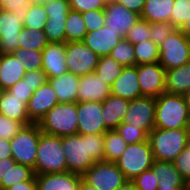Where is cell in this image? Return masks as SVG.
<instances>
[{"mask_svg":"<svg viewBox=\"0 0 190 190\" xmlns=\"http://www.w3.org/2000/svg\"><path fill=\"white\" fill-rule=\"evenodd\" d=\"M68 171L83 175L95 162L103 161L104 134L62 137Z\"/></svg>","mask_w":190,"mask_h":190,"instance_id":"6da1fadb","label":"cell"},{"mask_svg":"<svg viewBox=\"0 0 190 190\" xmlns=\"http://www.w3.org/2000/svg\"><path fill=\"white\" fill-rule=\"evenodd\" d=\"M190 127V111L184 95L162 93L156 97L155 128L182 129Z\"/></svg>","mask_w":190,"mask_h":190,"instance_id":"7a4b0ae2","label":"cell"},{"mask_svg":"<svg viewBox=\"0 0 190 190\" xmlns=\"http://www.w3.org/2000/svg\"><path fill=\"white\" fill-rule=\"evenodd\" d=\"M190 129H160L154 128L148 134V140L157 161L173 162L187 147Z\"/></svg>","mask_w":190,"mask_h":190,"instance_id":"3957f363","label":"cell"},{"mask_svg":"<svg viewBox=\"0 0 190 190\" xmlns=\"http://www.w3.org/2000/svg\"><path fill=\"white\" fill-rule=\"evenodd\" d=\"M35 175L68 172L62 137L41 133L38 141Z\"/></svg>","mask_w":190,"mask_h":190,"instance_id":"277c9868","label":"cell"},{"mask_svg":"<svg viewBox=\"0 0 190 190\" xmlns=\"http://www.w3.org/2000/svg\"><path fill=\"white\" fill-rule=\"evenodd\" d=\"M43 133L58 137L77 134V102L58 103L39 122Z\"/></svg>","mask_w":190,"mask_h":190,"instance_id":"5b68a950","label":"cell"},{"mask_svg":"<svg viewBox=\"0 0 190 190\" xmlns=\"http://www.w3.org/2000/svg\"><path fill=\"white\" fill-rule=\"evenodd\" d=\"M154 162L149 140L128 144L123 154L115 161L127 180L132 181L142 172L151 169Z\"/></svg>","mask_w":190,"mask_h":190,"instance_id":"8992f818","label":"cell"},{"mask_svg":"<svg viewBox=\"0 0 190 190\" xmlns=\"http://www.w3.org/2000/svg\"><path fill=\"white\" fill-rule=\"evenodd\" d=\"M38 123L25 125L11 140L12 158L16 163L35 168L40 134Z\"/></svg>","mask_w":190,"mask_h":190,"instance_id":"52a82bcc","label":"cell"},{"mask_svg":"<svg viewBox=\"0 0 190 190\" xmlns=\"http://www.w3.org/2000/svg\"><path fill=\"white\" fill-rule=\"evenodd\" d=\"M159 64L165 69L180 67L190 62V39L176 29L159 46Z\"/></svg>","mask_w":190,"mask_h":190,"instance_id":"ba28073f","label":"cell"},{"mask_svg":"<svg viewBox=\"0 0 190 190\" xmlns=\"http://www.w3.org/2000/svg\"><path fill=\"white\" fill-rule=\"evenodd\" d=\"M82 179L97 190H117L127 179L115 162H95L83 175Z\"/></svg>","mask_w":190,"mask_h":190,"instance_id":"9c48e42d","label":"cell"},{"mask_svg":"<svg viewBox=\"0 0 190 190\" xmlns=\"http://www.w3.org/2000/svg\"><path fill=\"white\" fill-rule=\"evenodd\" d=\"M65 54L68 72L79 77L93 73L100 57L82 41L66 42Z\"/></svg>","mask_w":190,"mask_h":190,"instance_id":"30bf717a","label":"cell"},{"mask_svg":"<svg viewBox=\"0 0 190 190\" xmlns=\"http://www.w3.org/2000/svg\"><path fill=\"white\" fill-rule=\"evenodd\" d=\"M156 97L142 96L130 101L123 123L139 127L147 135L155 128Z\"/></svg>","mask_w":190,"mask_h":190,"instance_id":"8fae6325","label":"cell"},{"mask_svg":"<svg viewBox=\"0 0 190 190\" xmlns=\"http://www.w3.org/2000/svg\"><path fill=\"white\" fill-rule=\"evenodd\" d=\"M102 102L87 101L77 102L78 131L79 135L104 134Z\"/></svg>","mask_w":190,"mask_h":190,"instance_id":"7c38bea8","label":"cell"},{"mask_svg":"<svg viewBox=\"0 0 190 190\" xmlns=\"http://www.w3.org/2000/svg\"><path fill=\"white\" fill-rule=\"evenodd\" d=\"M137 74L143 96L159 97L165 93L166 70L159 62L137 65Z\"/></svg>","mask_w":190,"mask_h":190,"instance_id":"4fadbf2b","label":"cell"},{"mask_svg":"<svg viewBox=\"0 0 190 190\" xmlns=\"http://www.w3.org/2000/svg\"><path fill=\"white\" fill-rule=\"evenodd\" d=\"M23 21L15 13L0 9V54H12L19 48Z\"/></svg>","mask_w":190,"mask_h":190,"instance_id":"5bb4252c","label":"cell"},{"mask_svg":"<svg viewBox=\"0 0 190 190\" xmlns=\"http://www.w3.org/2000/svg\"><path fill=\"white\" fill-rule=\"evenodd\" d=\"M104 15L105 25L117 32L121 38H125L128 31L141 18L138 13L130 11L116 2L106 3Z\"/></svg>","mask_w":190,"mask_h":190,"instance_id":"9a60e30c","label":"cell"},{"mask_svg":"<svg viewBox=\"0 0 190 190\" xmlns=\"http://www.w3.org/2000/svg\"><path fill=\"white\" fill-rule=\"evenodd\" d=\"M58 103L57 96L52 86L47 81L33 92V95L27 103L29 121L39 124L46 113Z\"/></svg>","mask_w":190,"mask_h":190,"instance_id":"2e32d148","label":"cell"},{"mask_svg":"<svg viewBox=\"0 0 190 190\" xmlns=\"http://www.w3.org/2000/svg\"><path fill=\"white\" fill-rule=\"evenodd\" d=\"M66 42H49L42 50V70L47 79L68 72L66 65Z\"/></svg>","mask_w":190,"mask_h":190,"instance_id":"e0dca14e","label":"cell"},{"mask_svg":"<svg viewBox=\"0 0 190 190\" xmlns=\"http://www.w3.org/2000/svg\"><path fill=\"white\" fill-rule=\"evenodd\" d=\"M111 95L126 100L142 97L138 81L137 65L126 66L110 87Z\"/></svg>","mask_w":190,"mask_h":190,"instance_id":"ac0fdd59","label":"cell"},{"mask_svg":"<svg viewBox=\"0 0 190 190\" xmlns=\"http://www.w3.org/2000/svg\"><path fill=\"white\" fill-rule=\"evenodd\" d=\"M110 94V86L94 72L80 77L77 102H103Z\"/></svg>","mask_w":190,"mask_h":190,"instance_id":"d6986e66","label":"cell"},{"mask_svg":"<svg viewBox=\"0 0 190 190\" xmlns=\"http://www.w3.org/2000/svg\"><path fill=\"white\" fill-rule=\"evenodd\" d=\"M121 39L117 32L105 25L87 32L82 42L98 56H107Z\"/></svg>","mask_w":190,"mask_h":190,"instance_id":"ffe728a7","label":"cell"},{"mask_svg":"<svg viewBox=\"0 0 190 190\" xmlns=\"http://www.w3.org/2000/svg\"><path fill=\"white\" fill-rule=\"evenodd\" d=\"M81 178L69 171L35 175L38 190H78Z\"/></svg>","mask_w":190,"mask_h":190,"instance_id":"44dd1931","label":"cell"},{"mask_svg":"<svg viewBox=\"0 0 190 190\" xmlns=\"http://www.w3.org/2000/svg\"><path fill=\"white\" fill-rule=\"evenodd\" d=\"M151 169L158 180V190H183L188 185L173 162L154 160Z\"/></svg>","mask_w":190,"mask_h":190,"instance_id":"7402d4cb","label":"cell"},{"mask_svg":"<svg viewBox=\"0 0 190 190\" xmlns=\"http://www.w3.org/2000/svg\"><path fill=\"white\" fill-rule=\"evenodd\" d=\"M129 104V100L111 94L102 102V115L107 130H116L123 122Z\"/></svg>","mask_w":190,"mask_h":190,"instance_id":"603a6c76","label":"cell"},{"mask_svg":"<svg viewBox=\"0 0 190 190\" xmlns=\"http://www.w3.org/2000/svg\"><path fill=\"white\" fill-rule=\"evenodd\" d=\"M80 77L71 72L48 79L59 103L77 102Z\"/></svg>","mask_w":190,"mask_h":190,"instance_id":"cb8c5ba5","label":"cell"},{"mask_svg":"<svg viewBox=\"0 0 190 190\" xmlns=\"http://www.w3.org/2000/svg\"><path fill=\"white\" fill-rule=\"evenodd\" d=\"M26 69L13 54H0V86L8 90L22 80Z\"/></svg>","mask_w":190,"mask_h":190,"instance_id":"d4e9b609","label":"cell"},{"mask_svg":"<svg viewBox=\"0 0 190 190\" xmlns=\"http://www.w3.org/2000/svg\"><path fill=\"white\" fill-rule=\"evenodd\" d=\"M0 114L21 122L24 126L31 124L27 114V104L24 98H18L8 90H4L0 97Z\"/></svg>","mask_w":190,"mask_h":190,"instance_id":"484cf974","label":"cell"},{"mask_svg":"<svg viewBox=\"0 0 190 190\" xmlns=\"http://www.w3.org/2000/svg\"><path fill=\"white\" fill-rule=\"evenodd\" d=\"M190 90V62L166 70L165 93L184 95Z\"/></svg>","mask_w":190,"mask_h":190,"instance_id":"4316f807","label":"cell"},{"mask_svg":"<svg viewBox=\"0 0 190 190\" xmlns=\"http://www.w3.org/2000/svg\"><path fill=\"white\" fill-rule=\"evenodd\" d=\"M174 0H145L141 19L149 23L170 22Z\"/></svg>","mask_w":190,"mask_h":190,"instance_id":"83f0119b","label":"cell"},{"mask_svg":"<svg viewBox=\"0 0 190 190\" xmlns=\"http://www.w3.org/2000/svg\"><path fill=\"white\" fill-rule=\"evenodd\" d=\"M128 144L117 130H107L104 133L103 161L115 162L125 151Z\"/></svg>","mask_w":190,"mask_h":190,"instance_id":"f1b7e54d","label":"cell"},{"mask_svg":"<svg viewBox=\"0 0 190 190\" xmlns=\"http://www.w3.org/2000/svg\"><path fill=\"white\" fill-rule=\"evenodd\" d=\"M123 68L124 66L119 64L110 55L100 56L94 73L100 76L111 87L116 78L121 74Z\"/></svg>","mask_w":190,"mask_h":190,"instance_id":"f546056e","label":"cell"},{"mask_svg":"<svg viewBox=\"0 0 190 190\" xmlns=\"http://www.w3.org/2000/svg\"><path fill=\"white\" fill-rule=\"evenodd\" d=\"M87 33L82 13L70 9L66 17V42L82 41Z\"/></svg>","mask_w":190,"mask_h":190,"instance_id":"4dcf8cb0","label":"cell"},{"mask_svg":"<svg viewBox=\"0 0 190 190\" xmlns=\"http://www.w3.org/2000/svg\"><path fill=\"white\" fill-rule=\"evenodd\" d=\"M19 47L42 51L49 43L44 30L23 28L20 32Z\"/></svg>","mask_w":190,"mask_h":190,"instance_id":"1f68e13d","label":"cell"},{"mask_svg":"<svg viewBox=\"0 0 190 190\" xmlns=\"http://www.w3.org/2000/svg\"><path fill=\"white\" fill-rule=\"evenodd\" d=\"M136 65L159 62V47L151 40L133 44Z\"/></svg>","mask_w":190,"mask_h":190,"instance_id":"d6a6232c","label":"cell"},{"mask_svg":"<svg viewBox=\"0 0 190 190\" xmlns=\"http://www.w3.org/2000/svg\"><path fill=\"white\" fill-rule=\"evenodd\" d=\"M110 56L124 67L136 65L134 46L126 38H122L118 42L112 49Z\"/></svg>","mask_w":190,"mask_h":190,"instance_id":"836d02e7","label":"cell"},{"mask_svg":"<svg viewBox=\"0 0 190 190\" xmlns=\"http://www.w3.org/2000/svg\"><path fill=\"white\" fill-rule=\"evenodd\" d=\"M66 17L67 16L48 17L44 29L48 42H66Z\"/></svg>","mask_w":190,"mask_h":190,"instance_id":"e575fe53","label":"cell"},{"mask_svg":"<svg viewBox=\"0 0 190 190\" xmlns=\"http://www.w3.org/2000/svg\"><path fill=\"white\" fill-rule=\"evenodd\" d=\"M48 15L45 11L44 5L33 4L29 6L28 15L26 16L23 26L26 29L44 30Z\"/></svg>","mask_w":190,"mask_h":190,"instance_id":"d590c367","label":"cell"},{"mask_svg":"<svg viewBox=\"0 0 190 190\" xmlns=\"http://www.w3.org/2000/svg\"><path fill=\"white\" fill-rule=\"evenodd\" d=\"M12 54L18 59V61H20L26 71L42 68V51L19 47Z\"/></svg>","mask_w":190,"mask_h":190,"instance_id":"8d00e7d4","label":"cell"},{"mask_svg":"<svg viewBox=\"0 0 190 190\" xmlns=\"http://www.w3.org/2000/svg\"><path fill=\"white\" fill-rule=\"evenodd\" d=\"M34 177L35 173L31 167L18 163H16L15 165H10L7 188L12 187L17 183L30 181Z\"/></svg>","mask_w":190,"mask_h":190,"instance_id":"74e56055","label":"cell"},{"mask_svg":"<svg viewBox=\"0 0 190 190\" xmlns=\"http://www.w3.org/2000/svg\"><path fill=\"white\" fill-rule=\"evenodd\" d=\"M170 23L180 29L190 17V0H174Z\"/></svg>","mask_w":190,"mask_h":190,"instance_id":"f35d334b","label":"cell"},{"mask_svg":"<svg viewBox=\"0 0 190 190\" xmlns=\"http://www.w3.org/2000/svg\"><path fill=\"white\" fill-rule=\"evenodd\" d=\"M116 130L127 144L140 143L148 140V135L139 127L131 124L121 123Z\"/></svg>","mask_w":190,"mask_h":190,"instance_id":"ab89813d","label":"cell"},{"mask_svg":"<svg viewBox=\"0 0 190 190\" xmlns=\"http://www.w3.org/2000/svg\"><path fill=\"white\" fill-rule=\"evenodd\" d=\"M150 23L147 20L139 19L137 23L128 31L125 38L132 44H137L145 40H150Z\"/></svg>","mask_w":190,"mask_h":190,"instance_id":"60d3db41","label":"cell"},{"mask_svg":"<svg viewBox=\"0 0 190 190\" xmlns=\"http://www.w3.org/2000/svg\"><path fill=\"white\" fill-rule=\"evenodd\" d=\"M175 30L176 28L170 22L150 23V40L159 47Z\"/></svg>","mask_w":190,"mask_h":190,"instance_id":"b9f144b4","label":"cell"},{"mask_svg":"<svg viewBox=\"0 0 190 190\" xmlns=\"http://www.w3.org/2000/svg\"><path fill=\"white\" fill-rule=\"evenodd\" d=\"M30 0H0V9L16 14L23 22L28 15Z\"/></svg>","mask_w":190,"mask_h":190,"instance_id":"7bdbcfd3","label":"cell"},{"mask_svg":"<svg viewBox=\"0 0 190 190\" xmlns=\"http://www.w3.org/2000/svg\"><path fill=\"white\" fill-rule=\"evenodd\" d=\"M186 183H190V137L187 147L173 161Z\"/></svg>","mask_w":190,"mask_h":190,"instance_id":"ee69618b","label":"cell"},{"mask_svg":"<svg viewBox=\"0 0 190 190\" xmlns=\"http://www.w3.org/2000/svg\"><path fill=\"white\" fill-rule=\"evenodd\" d=\"M87 32L100 29L105 26L104 9H97L82 13Z\"/></svg>","mask_w":190,"mask_h":190,"instance_id":"f6af8a7d","label":"cell"},{"mask_svg":"<svg viewBox=\"0 0 190 190\" xmlns=\"http://www.w3.org/2000/svg\"><path fill=\"white\" fill-rule=\"evenodd\" d=\"M24 125L0 114V138L11 140Z\"/></svg>","mask_w":190,"mask_h":190,"instance_id":"bcb514c9","label":"cell"},{"mask_svg":"<svg viewBox=\"0 0 190 190\" xmlns=\"http://www.w3.org/2000/svg\"><path fill=\"white\" fill-rule=\"evenodd\" d=\"M137 190H158V180L152 169L146 170L132 180Z\"/></svg>","mask_w":190,"mask_h":190,"instance_id":"7dc6e473","label":"cell"},{"mask_svg":"<svg viewBox=\"0 0 190 190\" xmlns=\"http://www.w3.org/2000/svg\"><path fill=\"white\" fill-rule=\"evenodd\" d=\"M70 9L84 13L87 11L104 9L105 0H69Z\"/></svg>","mask_w":190,"mask_h":190,"instance_id":"c3c4849f","label":"cell"},{"mask_svg":"<svg viewBox=\"0 0 190 190\" xmlns=\"http://www.w3.org/2000/svg\"><path fill=\"white\" fill-rule=\"evenodd\" d=\"M44 8L48 17L67 16L70 4L69 0H50Z\"/></svg>","mask_w":190,"mask_h":190,"instance_id":"681fc988","label":"cell"},{"mask_svg":"<svg viewBox=\"0 0 190 190\" xmlns=\"http://www.w3.org/2000/svg\"><path fill=\"white\" fill-rule=\"evenodd\" d=\"M8 91L17 96L18 98H24V102L27 104L33 95V87L29 84L28 80H19L16 84L8 89Z\"/></svg>","mask_w":190,"mask_h":190,"instance_id":"f907efd6","label":"cell"},{"mask_svg":"<svg viewBox=\"0 0 190 190\" xmlns=\"http://www.w3.org/2000/svg\"><path fill=\"white\" fill-rule=\"evenodd\" d=\"M23 79L28 80L33 91L48 81L46 73L42 69L27 71Z\"/></svg>","mask_w":190,"mask_h":190,"instance_id":"816d5d0a","label":"cell"},{"mask_svg":"<svg viewBox=\"0 0 190 190\" xmlns=\"http://www.w3.org/2000/svg\"><path fill=\"white\" fill-rule=\"evenodd\" d=\"M13 158L0 159V190L7 189L8 173L10 165H15Z\"/></svg>","mask_w":190,"mask_h":190,"instance_id":"f5cc1de1","label":"cell"},{"mask_svg":"<svg viewBox=\"0 0 190 190\" xmlns=\"http://www.w3.org/2000/svg\"><path fill=\"white\" fill-rule=\"evenodd\" d=\"M116 3L125 6L128 10L133 11L141 15L145 0H117Z\"/></svg>","mask_w":190,"mask_h":190,"instance_id":"db71d44e","label":"cell"},{"mask_svg":"<svg viewBox=\"0 0 190 190\" xmlns=\"http://www.w3.org/2000/svg\"><path fill=\"white\" fill-rule=\"evenodd\" d=\"M6 190H38L37 182L35 177L30 181H24L22 183H17L12 187L7 188Z\"/></svg>","mask_w":190,"mask_h":190,"instance_id":"11a10c76","label":"cell"},{"mask_svg":"<svg viewBox=\"0 0 190 190\" xmlns=\"http://www.w3.org/2000/svg\"><path fill=\"white\" fill-rule=\"evenodd\" d=\"M12 158L10 140L0 138V159Z\"/></svg>","mask_w":190,"mask_h":190,"instance_id":"9f6ffc18","label":"cell"},{"mask_svg":"<svg viewBox=\"0 0 190 190\" xmlns=\"http://www.w3.org/2000/svg\"><path fill=\"white\" fill-rule=\"evenodd\" d=\"M117 190H137L135 183L133 181L127 180L120 188Z\"/></svg>","mask_w":190,"mask_h":190,"instance_id":"6f0895ef","label":"cell"},{"mask_svg":"<svg viewBox=\"0 0 190 190\" xmlns=\"http://www.w3.org/2000/svg\"><path fill=\"white\" fill-rule=\"evenodd\" d=\"M180 30L190 39V17L186 19V22L180 28Z\"/></svg>","mask_w":190,"mask_h":190,"instance_id":"680465c9","label":"cell"},{"mask_svg":"<svg viewBox=\"0 0 190 190\" xmlns=\"http://www.w3.org/2000/svg\"><path fill=\"white\" fill-rule=\"evenodd\" d=\"M78 190H97V189L94 186L90 185L89 183L85 182L81 178Z\"/></svg>","mask_w":190,"mask_h":190,"instance_id":"91938a15","label":"cell"},{"mask_svg":"<svg viewBox=\"0 0 190 190\" xmlns=\"http://www.w3.org/2000/svg\"><path fill=\"white\" fill-rule=\"evenodd\" d=\"M50 0H30L31 3L33 4H40V5H45L49 2Z\"/></svg>","mask_w":190,"mask_h":190,"instance_id":"94428289","label":"cell"},{"mask_svg":"<svg viewBox=\"0 0 190 190\" xmlns=\"http://www.w3.org/2000/svg\"><path fill=\"white\" fill-rule=\"evenodd\" d=\"M184 97H185L186 103H187L188 108H189V111H190V90L187 91V92L184 94Z\"/></svg>","mask_w":190,"mask_h":190,"instance_id":"6125c7cd","label":"cell"},{"mask_svg":"<svg viewBox=\"0 0 190 190\" xmlns=\"http://www.w3.org/2000/svg\"><path fill=\"white\" fill-rule=\"evenodd\" d=\"M117 0H105L106 3L116 2Z\"/></svg>","mask_w":190,"mask_h":190,"instance_id":"be15d7a7","label":"cell"},{"mask_svg":"<svg viewBox=\"0 0 190 190\" xmlns=\"http://www.w3.org/2000/svg\"><path fill=\"white\" fill-rule=\"evenodd\" d=\"M3 91H4L3 88L0 86V97H1Z\"/></svg>","mask_w":190,"mask_h":190,"instance_id":"e7e4bbea","label":"cell"},{"mask_svg":"<svg viewBox=\"0 0 190 190\" xmlns=\"http://www.w3.org/2000/svg\"><path fill=\"white\" fill-rule=\"evenodd\" d=\"M183 190H190V186L187 185Z\"/></svg>","mask_w":190,"mask_h":190,"instance_id":"03108f58","label":"cell"}]
</instances>
